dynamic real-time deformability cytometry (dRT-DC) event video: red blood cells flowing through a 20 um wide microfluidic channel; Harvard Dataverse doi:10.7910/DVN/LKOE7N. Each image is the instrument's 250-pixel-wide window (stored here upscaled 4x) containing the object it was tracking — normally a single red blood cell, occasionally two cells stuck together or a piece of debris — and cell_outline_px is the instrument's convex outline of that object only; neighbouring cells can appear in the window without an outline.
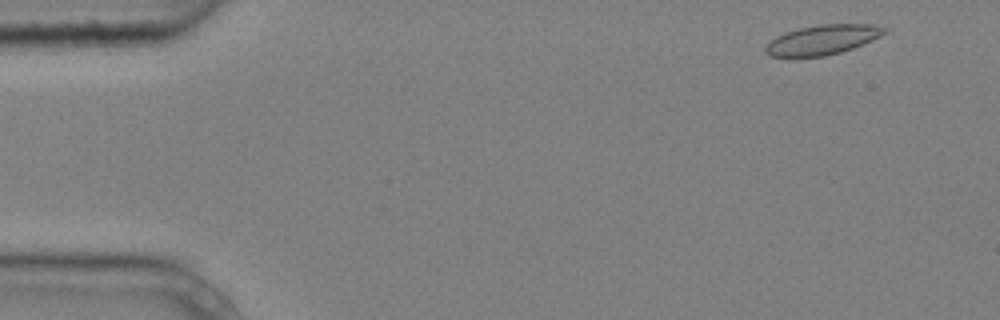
{"species": "common noctule bat (a hibernating species)", "species_latin": "Nyctalus noctula", "temperature_condition": "cold", "stored_images_in_passage": 4, "camera_frame_rate_fps": 3000, "um_per_image_px": 0.085, "animal": {"sex": "male", "body_mass_g": 20.4}, "frame": {"image": 1, "passage_image": 1, "time_ms": 0.0, "image_size_px": [1000, 320], "cell_outline_px": [[888, 32], [872, 40], [852, 48], [840, 52], [824, 56], [772, 56], [764, 52], [764, 44], [776, 36], [784, 32], [800, 28], [820, 24], [872, 24], [888, 28]], "centroid_in_image_um": [69.9, 3.36], "position_along_channel_um": 15.1, "area_um2": 20.58}}
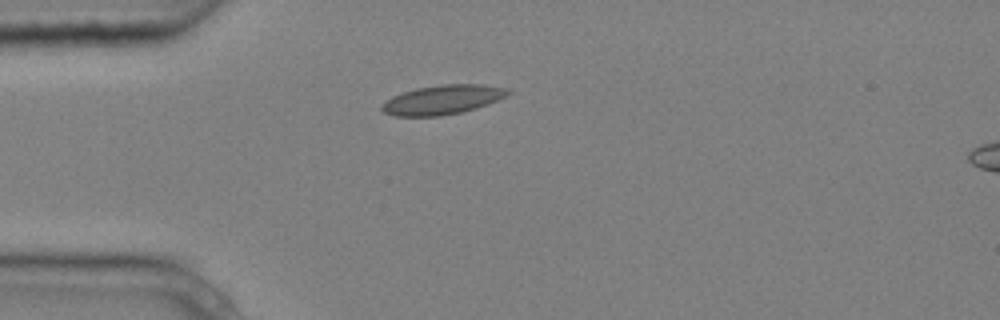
{"frame": {"image": 2, "passage_image": 4, "time_ms": 1.0, "image_size_px": [1000, 320], "cell_outline_px": [[512, 92], [508, 96], [488, 104], [476, 108], [460, 112], [440, 116], [396, 116], [384, 112], [380, 108], [392, 96], [416, 88], [444, 84], [484, 84], [508, 88]], "centroid_in_image_um": [37.68, 8.46], "position_along_channel_um": 47.3, "area_um2": 21.5}}